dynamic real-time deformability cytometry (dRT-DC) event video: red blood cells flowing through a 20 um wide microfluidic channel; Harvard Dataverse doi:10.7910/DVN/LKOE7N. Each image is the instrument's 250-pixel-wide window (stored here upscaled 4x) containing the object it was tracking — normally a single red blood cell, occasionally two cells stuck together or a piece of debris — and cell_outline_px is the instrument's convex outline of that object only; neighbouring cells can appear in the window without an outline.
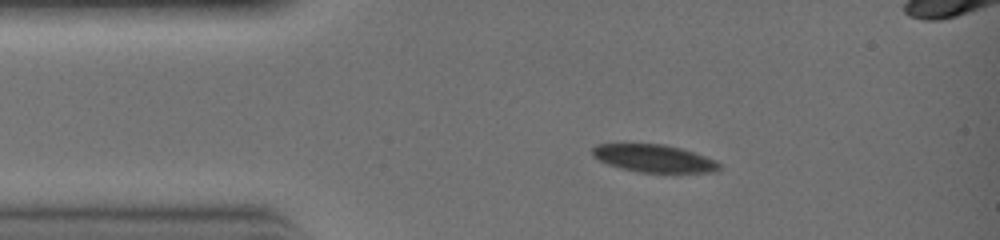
{"species": "common noctule bat (a hibernating species)", "species_latin": "Nyctalus noctula", "temperature_condition": "warm", "stored_images_in_passage": 8, "camera_frame_rate_fps": 3000, "um_per_image_px": 0.085, "animal": {"sex": "female", "body_mass_g": 19.0, "forearm_length_mm": 51.5}, "frame": {"image": 1, "passage_image": 1, "time_ms": 0.0, "image_size_px": [1000, 240], "cell_outline_px": [[720, 168], [716, 172], [672, 176], [636, 172], [620, 168], [608, 164], [592, 156], [592, 148], [596, 144], [624, 140], [664, 144], [680, 148], [716, 160], [720, 164]], "centroid_in_image_um": [55.56, 13.47], "position_along_channel_um": 29.4, "area_um2": 22.43}}